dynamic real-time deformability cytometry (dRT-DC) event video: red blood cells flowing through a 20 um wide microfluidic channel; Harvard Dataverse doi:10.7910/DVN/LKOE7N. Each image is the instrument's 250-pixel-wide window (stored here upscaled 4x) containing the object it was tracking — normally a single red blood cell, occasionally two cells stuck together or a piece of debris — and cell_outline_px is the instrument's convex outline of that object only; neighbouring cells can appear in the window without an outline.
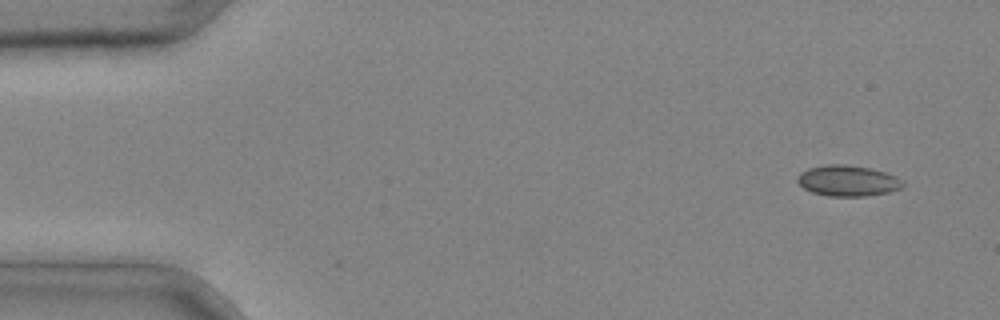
{"species": "common noctule bat (a hibernating species)", "species_latin": "Nyctalus noctula", "temperature_condition": "cold", "stored_images_in_passage": 5, "camera_frame_rate_fps": 3000, "um_per_image_px": 0.085, "animal": {"sex": "male", "body_mass_g": 20.4}, "frame": {"image": 1, "passage_image": 1, "time_ms": 0.0, "image_size_px": [1000, 320], "cell_outline_px": [[904, 184], [900, 188], [888, 192], [864, 196], [828, 196], [812, 192], [804, 188], [796, 180], [796, 176], [800, 172], [808, 168], [828, 164], [844, 164], [872, 168], [896, 176]], "centroid_in_image_um": [72.02, 15.35], "position_along_channel_um": 13.0, "area_um2": 18.9}}